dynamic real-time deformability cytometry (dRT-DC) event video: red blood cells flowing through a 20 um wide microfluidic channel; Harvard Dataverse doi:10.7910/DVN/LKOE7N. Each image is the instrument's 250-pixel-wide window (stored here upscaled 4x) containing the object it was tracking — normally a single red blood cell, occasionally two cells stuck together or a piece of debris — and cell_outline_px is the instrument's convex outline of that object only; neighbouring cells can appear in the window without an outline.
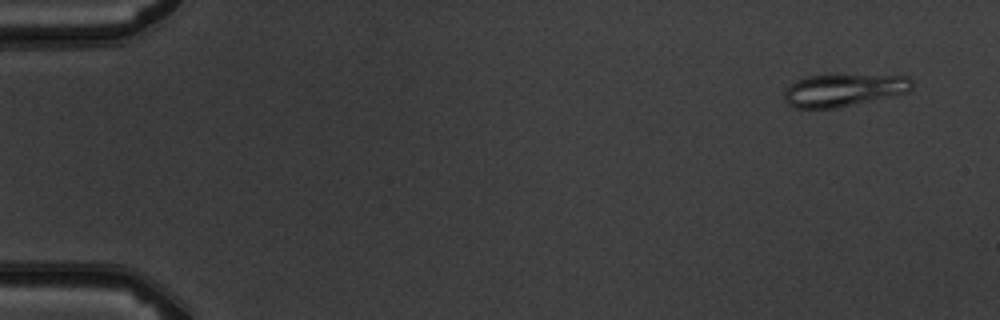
{"species": "common noctule bat (a hibernating species)", "species_latin": "Nyctalus noctula", "temperature_condition": "warm", "stored_images_in_passage": 8, "camera_frame_rate_fps": 3000, "um_per_image_px": 0.085, "animal": {"sex": "male", "body_mass_g": 19.5, "forearm_length_mm": 54.6}, "frame": {"image": 1, "passage_image": 1, "time_ms": 0.0, "image_size_px": [1000, 320], "cell_outline_px": [[912, 88], [908, 92], [836, 108], [792, 108], [784, 100], [784, 92], [796, 80], [808, 76], [908, 76], [912, 80]], "centroid_in_image_um": [71.68, 7.68], "position_along_channel_um": 13.3, "area_um2": 23.58}}
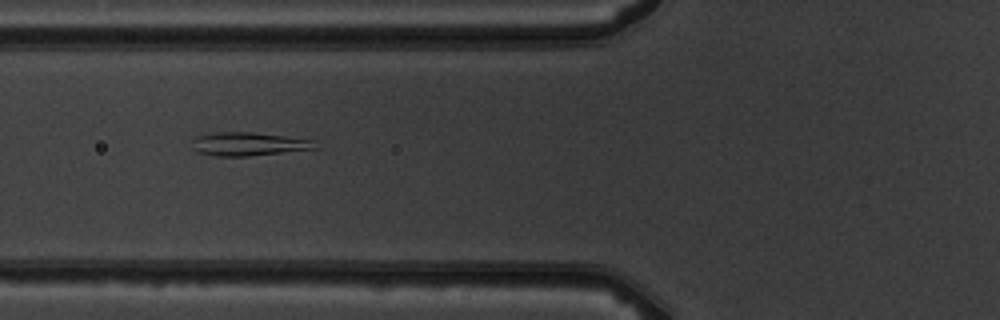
{"frame": {"image": 2, "passage_image": 6, "time_ms": 5.667, "image_size_px": [1000, 320], "cell_outline_px": [[320, 148], [248, 156], [216, 156], [196, 152], [192, 148], [192, 136], [212, 132], [252, 132], [316, 140]], "centroid_in_image_um": [21.1, 12.23], "position_along_channel_um": 104.7, "area_um2": 17.17}}
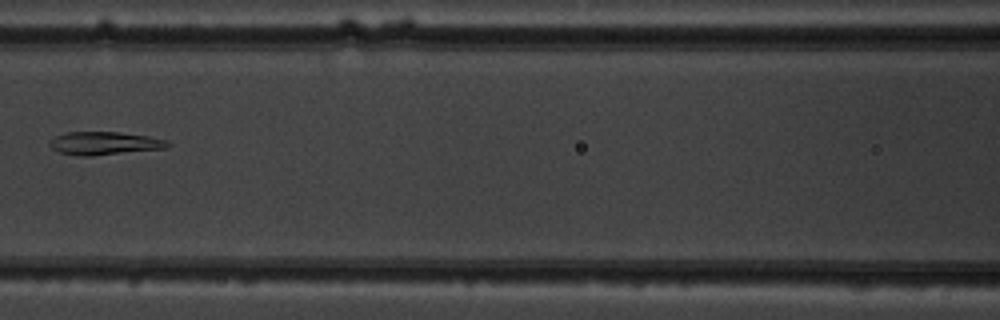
{"frame": {"image": 3, "passage_image": 7, "time_ms": 7.0, "image_size_px": [1000, 320], "cell_outline_px": [[172, 144], [164, 148], [92, 156], [80, 156], [60, 152], [52, 148], [48, 144], [48, 140], [64, 132], [116, 132], [148, 136], [168, 140]], "centroid_in_image_um": [8.85, 12.17], "position_along_channel_um": 157.8, "area_um2": 15.84}}